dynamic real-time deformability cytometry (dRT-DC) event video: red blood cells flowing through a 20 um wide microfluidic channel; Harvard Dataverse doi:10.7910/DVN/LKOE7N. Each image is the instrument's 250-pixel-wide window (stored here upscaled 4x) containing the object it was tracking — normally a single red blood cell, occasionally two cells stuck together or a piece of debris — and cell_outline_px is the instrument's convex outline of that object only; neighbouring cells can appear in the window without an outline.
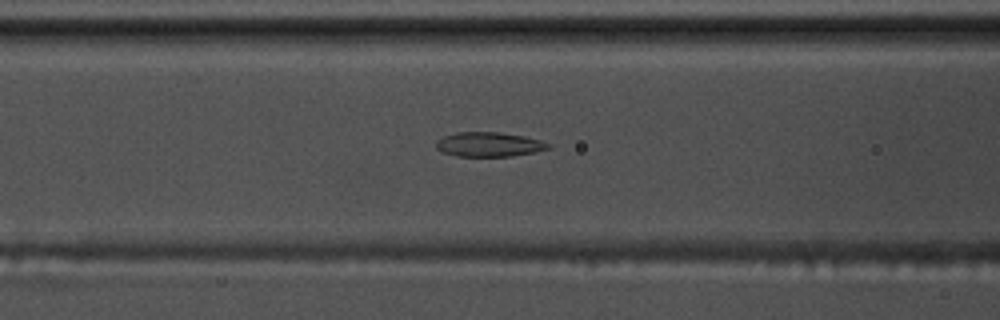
{"species": "common noctule bat (a hibernating species)", "species_latin": "Nyctalus noctula", "temperature_condition": "warm", "stored_images_in_passage": 59, "segment_of_instrument_passage": [1, 2], "camera_frame_rate_fps": 3000, "um_per_image_px": 0.085, "animal": {"sex": "male", "body_mass_g": 17.5, "forearm_length_mm": 52.3}, "frame": {"image": 1, "passage_image": 24, "time_ms": 7.667, "image_size_px": [1000, 320], "cell_outline_px": [[552, 148], [512, 156], [456, 156], [440, 152], [436, 148], [436, 140], [444, 136], [456, 132], [500, 132], [524, 136], [540, 140], [552, 144]], "centroid_in_image_um": [41.55, 12.27], "position_along_channel_um": 125.1, "area_um2": 16.13}}
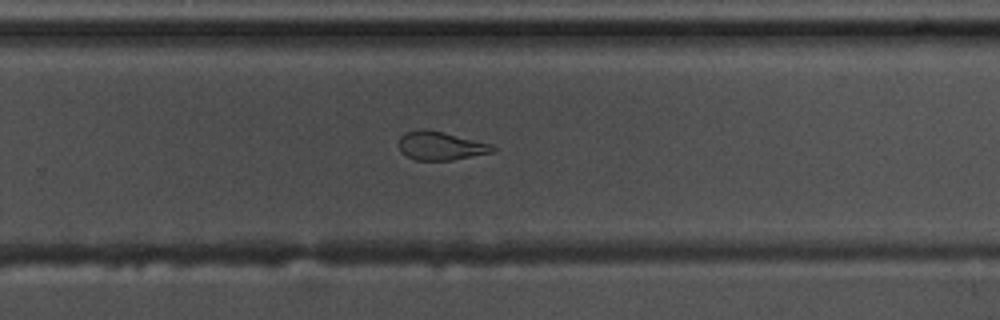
{"frame": {"image": 2, "passage_image": 38, "time_ms": 12.333, "image_size_px": [1000, 320], "cell_outline_px": [[496, 152], [452, 160], [416, 160], [400, 152], [400, 136], [404, 132], [420, 128], [428, 128], [492, 144], [496, 148]], "centroid_in_image_um": [37.47, 12.38], "position_along_channel_um": 292.3, "area_um2": 15.84}}
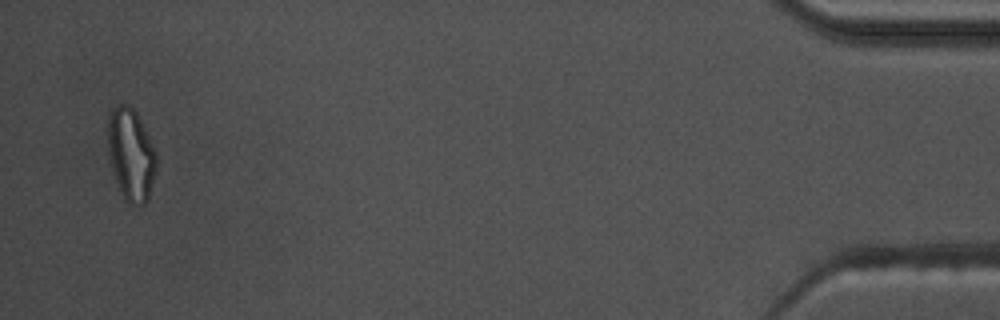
{"frame": {"image": 3, "passage_image": 56, "time_ms": 18.333, "image_size_px": [1000, 320], "cell_outline_px": [[156, 168], [148, 196], [144, 204], [128, 204], [124, 200], [120, 192], [112, 172], [108, 152], [108, 116], [112, 108], [116, 104], [128, 104], [136, 112], [156, 152]], "centroid_in_image_um": [11.1, 13.12], "position_along_channel_um": 424.1, "area_um2": 25.95}}